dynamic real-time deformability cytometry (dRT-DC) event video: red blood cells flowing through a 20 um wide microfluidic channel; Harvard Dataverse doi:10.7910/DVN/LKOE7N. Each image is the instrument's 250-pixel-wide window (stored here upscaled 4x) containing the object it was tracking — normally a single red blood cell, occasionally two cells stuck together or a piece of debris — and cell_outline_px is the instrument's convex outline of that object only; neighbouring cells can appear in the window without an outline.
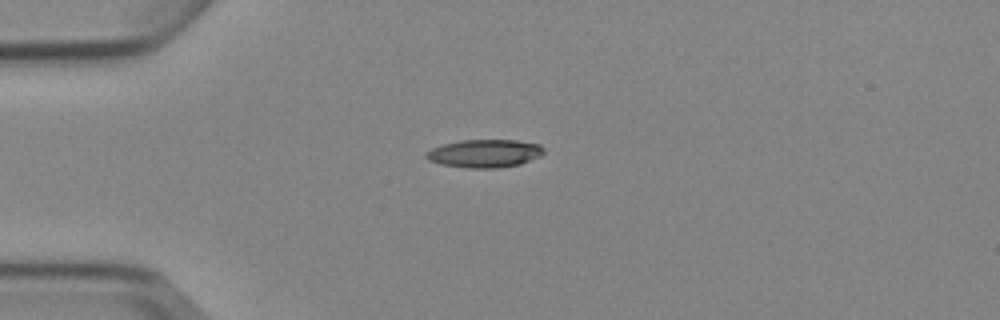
{"species": "Egyptian fruit bat (a non-hibernating species)", "species_latin": "Rousettus aegyptiacus", "temperature_condition": "cold", "stored_images_in_passage": 8, "camera_frame_rate_fps": 3000, "um_per_image_px": 0.085, "animal": {"sex": "female"}, "frame": {"image": 1, "passage_image": 2, "time_ms": 1.667, "image_size_px": [1000, 320], "cell_outline_px": [[544, 152], [540, 156], [520, 164], [496, 168], [468, 168], [440, 164], [428, 160], [424, 156], [424, 152], [440, 144], [460, 140], [516, 140], [540, 144], [544, 148]], "centroid_in_image_um": [41.15, 13.03], "position_along_channel_um": 43.9, "area_um2": 19.42}}
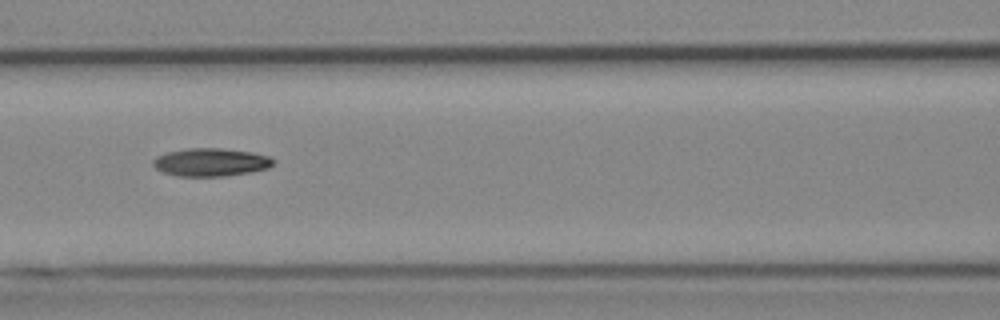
{"frame": {"image": 2, "passage_image": 5, "time_ms": 5.0, "image_size_px": [1000, 320], "cell_outline_px": [[276, 164], [268, 168], [252, 172], [224, 176], [176, 176], [164, 172], [156, 168], [152, 164], [152, 160], [156, 156], [168, 152], [188, 148], [220, 148], [252, 152], [268, 156], [276, 160]], "centroid_in_image_um": [17.95, 13.79], "position_along_channel_um": 148.7, "area_um2": 19.77}}
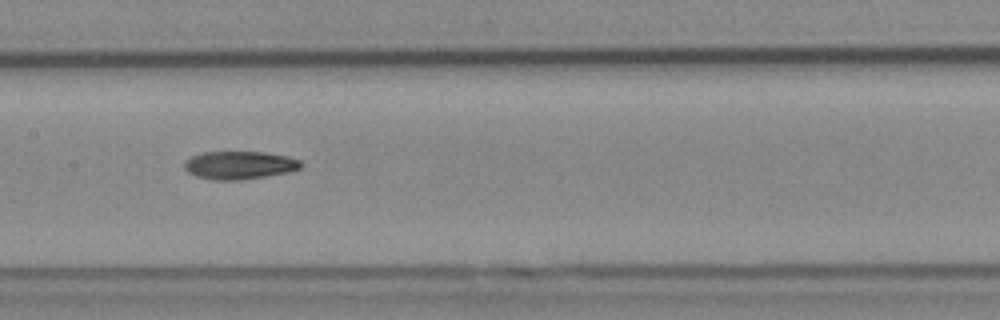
{"frame": {"image": 3, "passage_image": 6, "time_ms": 6.0, "image_size_px": [1000, 320], "cell_outline_px": [[304, 164], [300, 168], [288, 172], [264, 176], [236, 180], [212, 180], [196, 176], [188, 172], [184, 168], [184, 160], [192, 156], [204, 152], [264, 152], [288, 156], [300, 160]], "centroid_in_image_um": [20.34, 14.03], "position_along_channel_um": 187.1, "area_um2": 19.02}}